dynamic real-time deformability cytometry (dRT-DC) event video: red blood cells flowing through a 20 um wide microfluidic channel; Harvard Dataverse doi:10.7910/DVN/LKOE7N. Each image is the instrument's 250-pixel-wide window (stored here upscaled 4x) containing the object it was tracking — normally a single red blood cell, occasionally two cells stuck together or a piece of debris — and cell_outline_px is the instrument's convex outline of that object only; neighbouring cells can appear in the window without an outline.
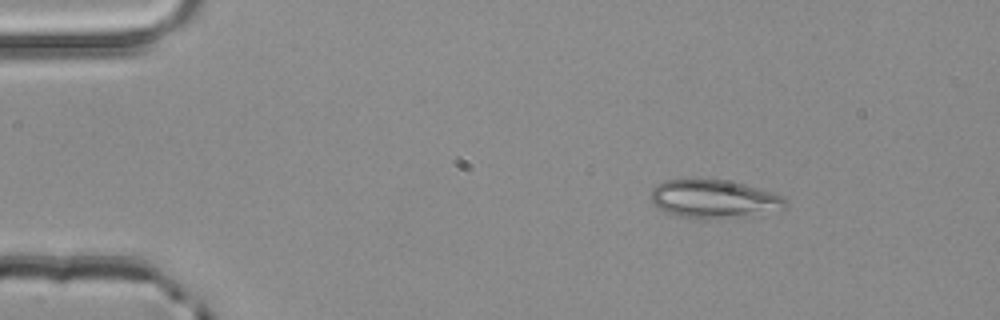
{"species": "common noctule bat (a hibernating species)", "species_latin": "Nyctalus noctula", "temperature_condition": "room temperature", "stored_images_in_passage": 2, "camera_frame_rate_fps": 3000, "um_per_image_px": 0.085, "animal": {"sex": "male", "body_mass_g": 20.4}, "frame": {"image": 1, "passage_image": 1, "time_ms": 0.0, "image_size_px": [1000, 320], "cell_outline_px": [[788, 208], [748, 216], [704, 220], [680, 216], [664, 212], [652, 204], [652, 188], [656, 184], [664, 180], [724, 180], [744, 184], [772, 192], [784, 196], [788, 200]], "centroid_in_image_um": [60.71, 16.93], "position_along_channel_um": 24.3, "area_um2": 30.35}}